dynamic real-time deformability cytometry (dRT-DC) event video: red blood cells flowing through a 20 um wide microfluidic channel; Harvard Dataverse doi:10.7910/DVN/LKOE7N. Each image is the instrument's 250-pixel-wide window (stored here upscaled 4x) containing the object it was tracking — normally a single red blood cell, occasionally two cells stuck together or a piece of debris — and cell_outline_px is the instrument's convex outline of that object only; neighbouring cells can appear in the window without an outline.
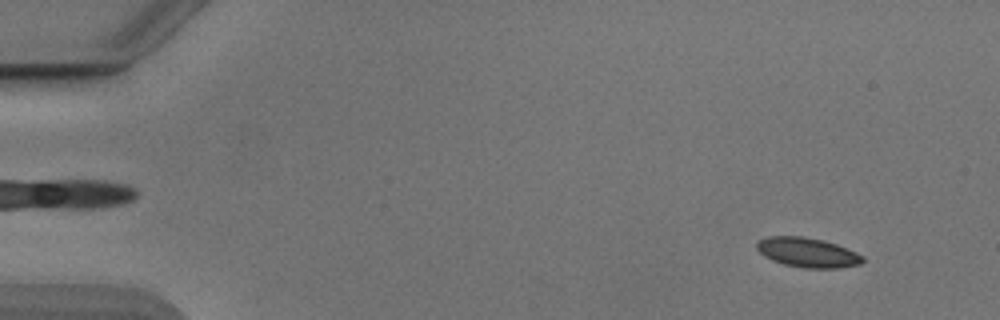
{"species": "Egyptian fruit bat (a non-hibernating species)", "species_latin": "Rousettus aegyptiacus", "temperature_condition": "cold", "stored_images_in_passage": 52, "camera_frame_rate_fps": 3000, "um_per_image_px": 0.085, "animal": {"sex": "male"}, "frame": {"image": 1, "passage_image": 4, "time_ms": 1.0, "image_size_px": [1000, 320], "cell_outline_px": [[864, 260], [860, 264], [840, 268], [804, 268], [784, 264], [772, 260], [764, 256], [756, 248], [756, 244], [760, 240], [768, 236], [800, 236], [820, 240], [836, 244], [856, 252], [864, 256]], "centroid_in_image_um": [68.64, 21.47], "position_along_channel_um": 16.4, "area_um2": 18.15}}
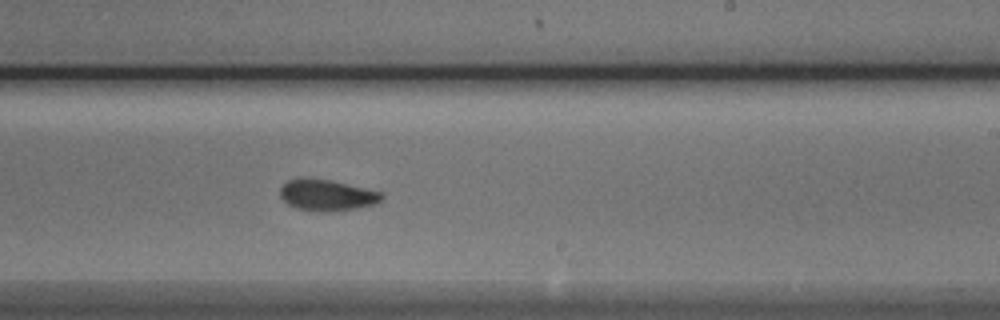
{"frame": {"image": 2, "passage_image": 32, "time_ms": 10.333, "image_size_px": [1000, 320], "cell_outline_px": [[384, 196], [376, 204], [356, 208], [328, 212], [320, 212], [296, 208], [288, 204], [280, 196], [280, 188], [288, 180], [300, 176], [304, 176], [328, 180], [348, 184], [384, 192]], "centroid_in_image_um": [27.78, 16.57], "position_along_channel_um": 261.2, "area_um2": 18.73}}
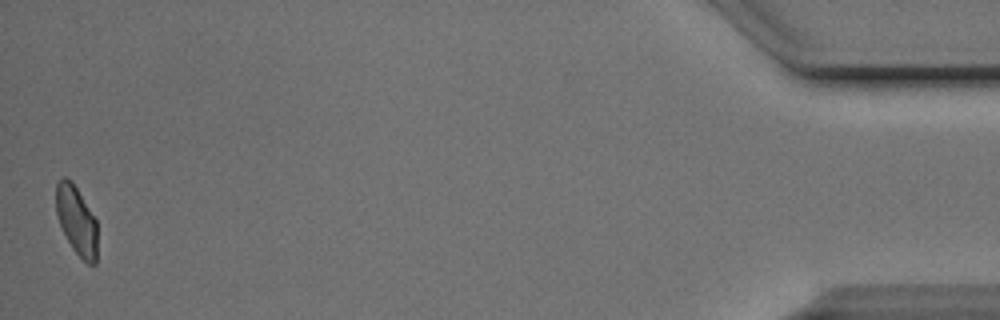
{"frame": {"image": 3, "passage_image": 52, "time_ms": 17.0, "image_size_px": [1000, 320], "cell_outline_px": [[96, 264], [88, 264], [72, 248], [60, 224], [56, 212], [56, 184], [60, 176], [64, 176], [72, 180], [96, 220]], "centroid_in_image_um": [6.49, 18.68], "position_along_channel_um": 428.7, "area_um2": 16.36}, "authors_computed_cell_mechanics": {"area_um2": 18.1781, "velocity_mm_per_s": 3.8692, "shape_relaxation_time_tau1_ms": 2.8444, "shape_relaxation_time_tau2_ms": 1.6744, "deformation_change_tau1": 0.1229, "deformation_change_tau2": 0.0692}}